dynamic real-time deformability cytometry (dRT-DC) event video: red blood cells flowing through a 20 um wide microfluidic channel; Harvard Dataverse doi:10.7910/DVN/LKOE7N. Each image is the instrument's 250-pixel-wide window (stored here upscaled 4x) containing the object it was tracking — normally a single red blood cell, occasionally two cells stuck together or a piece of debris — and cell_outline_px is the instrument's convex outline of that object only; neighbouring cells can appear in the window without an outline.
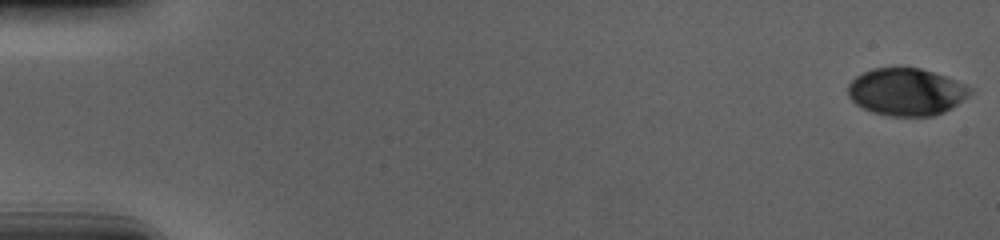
{"species": "human", "species_latin": "Homo sapiens", "temperature_condition": "cold", "stored_images_in_passage": 57, "camera_frame_rate_fps": 3000, "um_per_image_px": 0.085, "donor": {"sex": "male"}, "frame": {"image": 1, "passage_image": 1, "time_ms": 0.0, "image_size_px": [1000, 240], "cell_outline_px": [[972, 92], [968, 96], [952, 108], [944, 112], [932, 116], [888, 116], [872, 112], [856, 104], [848, 96], [848, 84], [856, 76], [872, 68], [920, 68], [956, 80], [972, 88]], "centroid_in_image_um": [77.03, 7.82], "position_along_channel_um": 8.0, "area_um2": 33.58}}
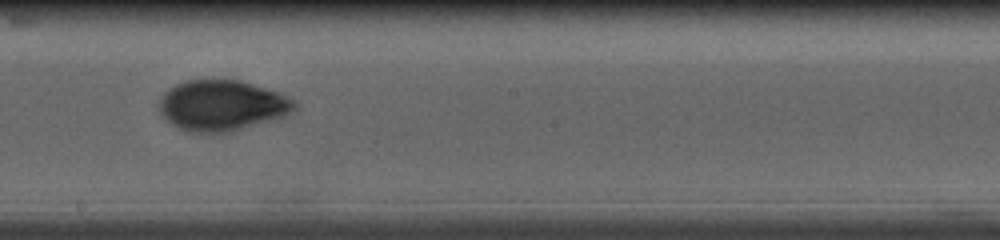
{"frame": {"image": 2, "passage_image": 33, "time_ms": 10.667, "image_size_px": [1000, 240], "cell_outline_px": [[300, 104], [288, 116], [228, 132], [188, 132], [172, 124], [160, 112], [156, 104], [160, 96], [168, 88], [184, 80], [240, 80], [280, 92], [296, 100]], "centroid_in_image_um": [18.89, 8.95], "position_along_channel_um": 229.3, "area_um2": 40.4}}
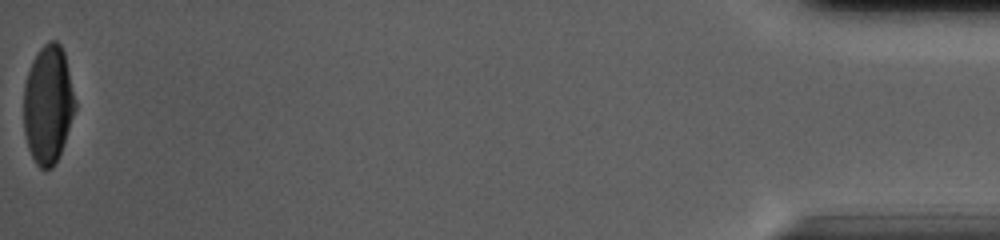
{"frame": {"image": 3, "passage_image": 57, "time_ms": 18.667, "image_size_px": [1000, 240], "cell_outline_px": [[76, 108], [60, 152], [52, 168], [40, 168], [36, 164], [28, 148], [24, 132], [24, 84], [32, 60], [40, 48], [48, 40], [56, 40], [60, 44], [64, 52], [76, 100]], "centroid_in_image_um": [4.08, 8.84], "position_along_channel_um": 431.1, "area_um2": 35.37}, "authors_computed_cell_mechanics": {"area_um2": 37.57, "velocity_mm_per_s": 3.7005, "shape_relaxation_time_tau1_ms": 5.7788, "shape_relaxation_time_tau2_ms": 1.1529, "deformation_change_tau1": 0.1819, "deformation_change_tau2": 0.04}}